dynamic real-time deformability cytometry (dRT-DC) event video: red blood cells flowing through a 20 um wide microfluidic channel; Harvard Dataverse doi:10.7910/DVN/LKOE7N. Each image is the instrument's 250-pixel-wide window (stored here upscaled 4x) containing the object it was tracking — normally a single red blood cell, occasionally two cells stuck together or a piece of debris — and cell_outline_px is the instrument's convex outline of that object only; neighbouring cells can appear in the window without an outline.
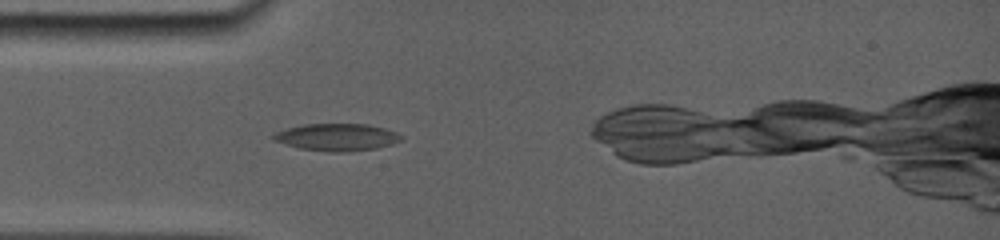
{"species": "common noctule bat (a hibernating species)", "species_latin": "Nyctalus noctula", "temperature_condition": "room temperature", "stored_images_in_passage": 23, "camera_frame_rate_fps": 5000, "um_per_image_px": 0.085, "animal": {"sex": "female", "body_mass_g": 19.0, "forearm_length_mm": 56.7}, "frame": {"image": 1, "passage_image": 6, "time_ms": 2.6, "image_size_px": [1000, 240], "cell_outline_px": [[396, 140], [388, 144], [372, 148], [300, 148], [276, 140], [272, 136], [288, 128], [304, 124], [364, 124], [380, 128], [392, 132], [396, 136]], "centroid_in_image_um": [28.52, 11.58], "position_along_channel_um": 56.5, "area_um2": 17.74}}
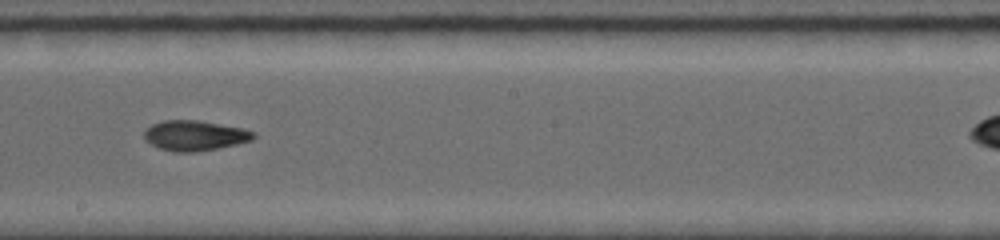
{"frame": {"image": 2, "passage_image": 14, "time_ms": 7.2, "image_size_px": [1000, 240], "cell_outline_px": [[256, 136], [252, 140], [236, 144], [196, 152], [176, 152], [160, 148], [144, 140], [144, 132], [152, 124], [164, 120], [196, 120], [240, 128], [256, 132]], "centroid_in_image_um": [16.54, 11.52], "position_along_channel_um": 231.7, "area_um2": 18.96}}
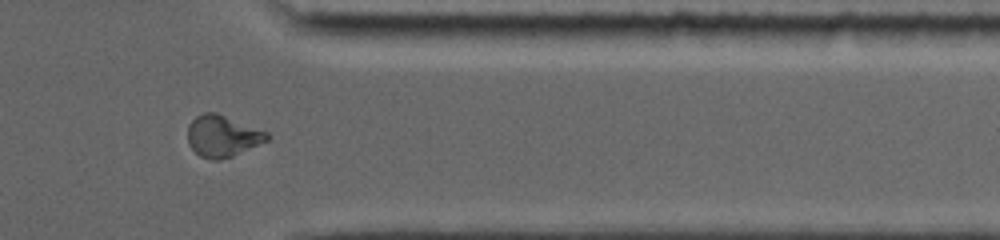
{"frame": {"image": 3, "passage_image": 21, "time_ms": 11.4, "image_size_px": [1000, 240], "cell_outline_px": [[268, 140], [232, 156], [220, 160], [212, 160], [200, 156], [188, 144], [188, 124], [196, 116], [204, 112], [216, 112], [268, 132]], "centroid_in_image_um": [18.88, 11.56], "position_along_channel_um": 392.5, "area_um2": 19.07}}